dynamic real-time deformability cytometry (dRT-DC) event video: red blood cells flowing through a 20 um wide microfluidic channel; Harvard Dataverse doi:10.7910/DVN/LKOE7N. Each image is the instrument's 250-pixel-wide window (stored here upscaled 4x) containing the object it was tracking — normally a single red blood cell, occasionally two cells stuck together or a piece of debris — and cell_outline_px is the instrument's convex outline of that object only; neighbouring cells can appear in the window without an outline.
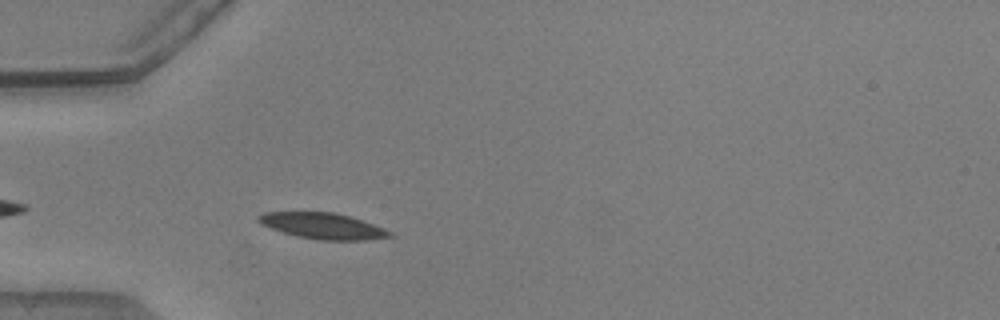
{"species": "common noctule bat (a hibernating species)", "species_latin": "Nyctalus noctula", "temperature_condition": "warm", "stored_images_in_passage": 36, "camera_frame_rate_fps": 3000, "um_per_image_px": 0.085, "animal": {"sex": "male", "body_mass_g": 20.5, "forearm_length_mm": 52.5}, "frame": {"image": 1, "passage_image": 4, "time_ms": 1.0, "image_size_px": [1000, 320], "cell_outline_px": [[396, 236], [364, 240], [316, 240], [296, 236], [260, 224], [256, 220], [256, 216], [264, 212], [332, 212], [352, 216], [364, 220], [384, 228], [392, 232]], "centroid_in_image_um": [27.46, 19.2], "position_along_channel_um": 57.5, "area_um2": 20.11}}
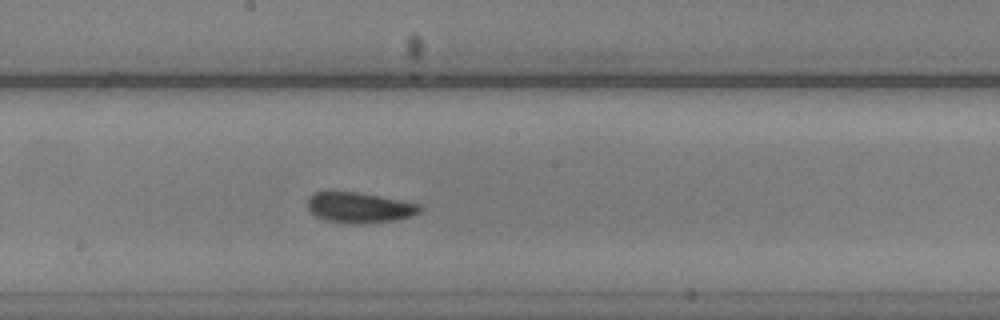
{"frame": {"image": 2, "passage_image": 17, "time_ms": 5.333, "image_size_px": [1000, 320], "cell_outline_px": [[420, 212], [412, 216], [396, 220], [360, 224], [324, 220], [316, 216], [308, 208], [308, 196], [312, 192], [360, 192], [420, 204]], "centroid_in_image_um": [30.54, 17.64], "position_along_channel_um": 217.7, "area_um2": 19.88}}
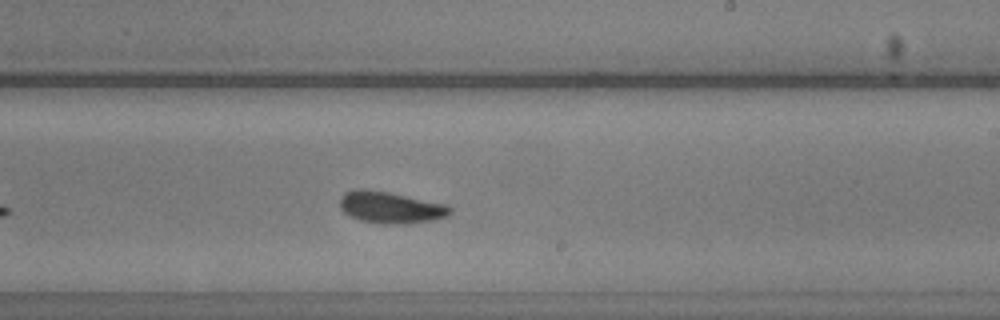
{"frame": {"image": 3, "passage_image": 20, "time_ms": 6.333, "image_size_px": [1000, 320], "cell_outline_px": [[452, 212], [448, 216], [432, 220], [404, 224], [384, 224], [360, 220], [348, 216], [340, 208], [340, 200], [344, 192], [360, 188], [388, 192], [444, 204], [452, 208]], "centroid_in_image_um": [33.17, 17.64], "position_along_channel_um": 255.8, "area_um2": 20.23}, "authors_computed_cell_mechanics": {"area_um2": 19.363, "velocity_mm_per_s": 3.8329, "shape_relaxation_time_tau1_ms": 3.1431, "shape_relaxation_time_tau2_ms": 2.5377, "deformation_change_tau1": 0.1297, "deformation_change_tau2": 0.0855}}